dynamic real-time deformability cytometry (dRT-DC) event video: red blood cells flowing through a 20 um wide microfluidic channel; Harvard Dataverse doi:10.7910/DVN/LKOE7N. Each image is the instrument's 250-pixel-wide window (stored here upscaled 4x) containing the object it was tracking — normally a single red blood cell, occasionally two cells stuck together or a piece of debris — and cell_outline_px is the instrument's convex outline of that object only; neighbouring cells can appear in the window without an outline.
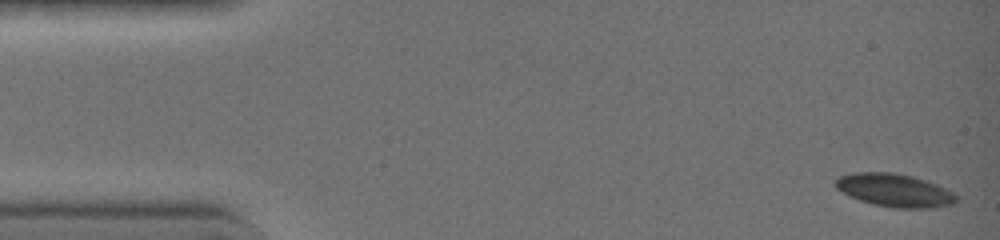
{"species": "common noctule bat (a hibernating species)", "species_latin": "Nyctalus noctula", "temperature_condition": "warm", "stored_images_in_passage": 5, "camera_frame_rate_fps": 3000, "um_per_image_px": 0.085, "animal": {"sex": "female", "body_mass_g": 19.0, "forearm_length_mm": 51.5}, "frame": {"image": 1, "passage_image": 1, "time_ms": 0.0, "image_size_px": [1000, 240], "cell_outline_px": [[956, 200], [952, 204], [932, 208], [892, 208], [872, 204], [848, 196], [840, 192], [836, 188], [836, 180], [840, 176], [852, 172], [892, 172], [912, 176], [936, 184], [952, 192], [956, 196]], "centroid_in_image_um": [75.99, 16.18], "position_along_channel_um": 9.0, "area_um2": 23.24}}
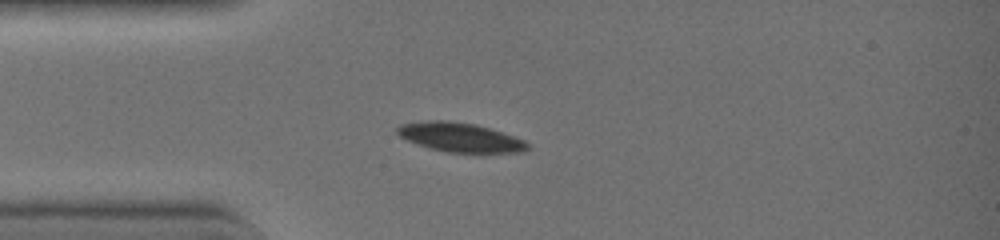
{"frame": {"image": 2, "passage_image": 5, "time_ms": 1.333, "image_size_px": [1000, 240], "cell_outline_px": [[532, 144], [524, 152], [480, 156], [448, 152], [428, 148], [408, 140], [400, 136], [396, 132], [396, 128], [400, 124], [428, 120], [448, 120], [476, 124], [524, 140]], "centroid_in_image_um": [39.19, 11.73], "position_along_channel_um": 45.8, "area_um2": 23.12}}